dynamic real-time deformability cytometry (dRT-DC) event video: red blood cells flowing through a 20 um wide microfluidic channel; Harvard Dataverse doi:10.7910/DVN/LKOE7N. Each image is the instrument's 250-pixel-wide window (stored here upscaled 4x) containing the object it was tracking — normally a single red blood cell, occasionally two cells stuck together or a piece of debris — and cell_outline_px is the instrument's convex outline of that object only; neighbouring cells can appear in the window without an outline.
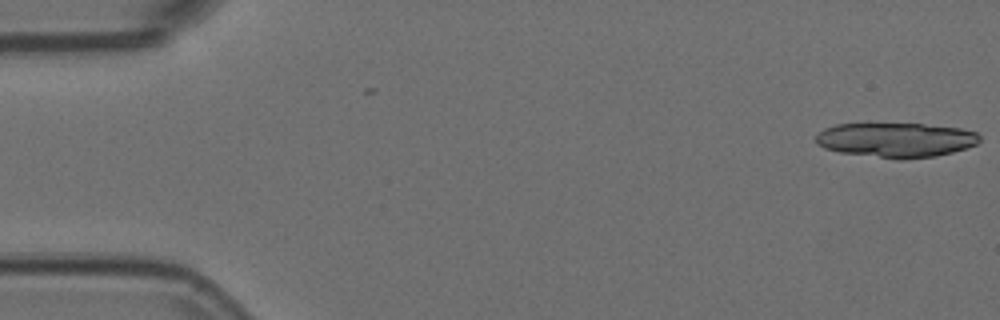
{"species": "Egyptian fruit bat (a non-hibernating species)", "species_latin": "Rousettus aegyptiacus", "temperature_condition": "room temperature", "stored_images_in_passage": 18, "camera_frame_rate_fps": 3000, "um_per_image_px": 0.085, "animal": {"sex": "female"}, "frame": {"image": 1, "passage_image": 1, "time_ms": 0.0, "image_size_px": [1000, 320], "cell_outline_px": [[980, 140], [976, 144], [952, 152], [936, 156], [900, 160], [896, 160], [840, 152], [824, 148], [816, 144], [816, 136], [824, 128], [836, 124], [868, 120], [924, 124], [960, 128], [976, 132], [980, 136]], "centroid_in_image_um": [76.08, 11.85], "position_along_channel_um": 8.9, "area_um2": 34.39}}